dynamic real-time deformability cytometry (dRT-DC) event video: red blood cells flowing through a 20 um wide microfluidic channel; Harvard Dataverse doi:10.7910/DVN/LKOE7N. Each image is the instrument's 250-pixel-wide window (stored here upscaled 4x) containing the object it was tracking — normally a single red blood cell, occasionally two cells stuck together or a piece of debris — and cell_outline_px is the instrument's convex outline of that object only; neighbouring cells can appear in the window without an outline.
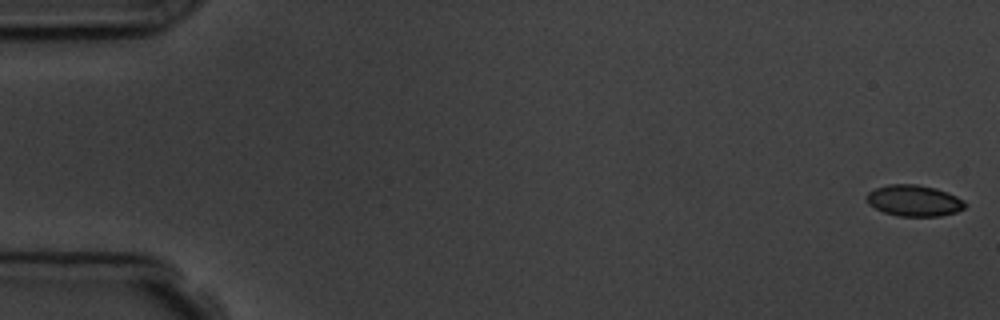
{"species": "common noctule bat (a hibernating species)", "species_latin": "Nyctalus noctula", "temperature_condition": "room temperature", "stored_images_in_passage": 15, "camera_frame_rate_fps": 3000, "um_per_image_px": 0.085, "animal": {"sex": "male", "body_mass_g": 19.5, "forearm_length_mm": 54.6}, "frame": {"image": 1, "passage_image": 1, "time_ms": 0.0, "image_size_px": [1000, 320], "cell_outline_px": [[968, 204], [964, 208], [956, 212], [940, 216], [900, 216], [884, 212], [868, 204], [868, 192], [876, 188], [888, 184], [916, 184], [936, 188], [948, 192], [964, 200]], "centroid_in_image_um": [77.74, 17.05], "position_along_channel_um": 7.3, "area_um2": 17.86}}
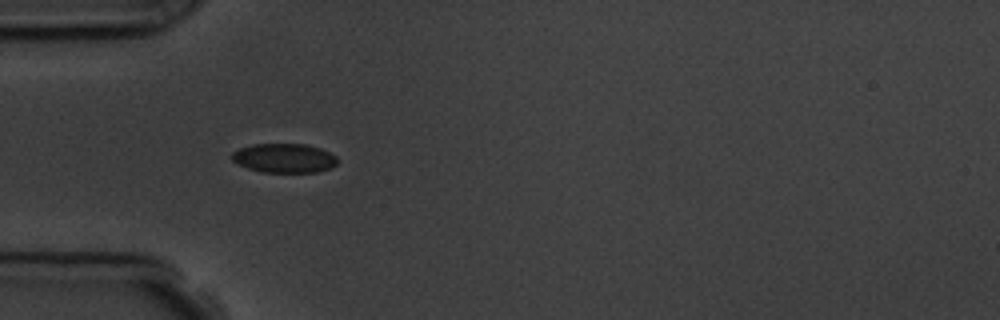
{"frame": {"image": 2, "passage_image": 5, "time_ms": 5.333, "image_size_px": [1000, 320], "cell_outline_px": [[336, 164], [328, 168], [316, 172], [260, 172], [236, 164], [232, 160], [232, 152], [240, 148], [252, 144], [304, 144], [320, 148], [336, 156]], "centroid_in_image_um": [24.11, 13.44], "position_along_channel_um": 60.9, "area_um2": 17.86}, "authors_computed_cell_mechanics": {"area_um2": 17.9758, "velocity_mm_per_s": 3.7568, "shape_relaxation_time_tau1_ms": 1.8675, "shape_relaxation_time_tau2_ms": 0.9045, "deformation_change_tau1": 0.0719, "deformation_change_tau2": 0.0271}}